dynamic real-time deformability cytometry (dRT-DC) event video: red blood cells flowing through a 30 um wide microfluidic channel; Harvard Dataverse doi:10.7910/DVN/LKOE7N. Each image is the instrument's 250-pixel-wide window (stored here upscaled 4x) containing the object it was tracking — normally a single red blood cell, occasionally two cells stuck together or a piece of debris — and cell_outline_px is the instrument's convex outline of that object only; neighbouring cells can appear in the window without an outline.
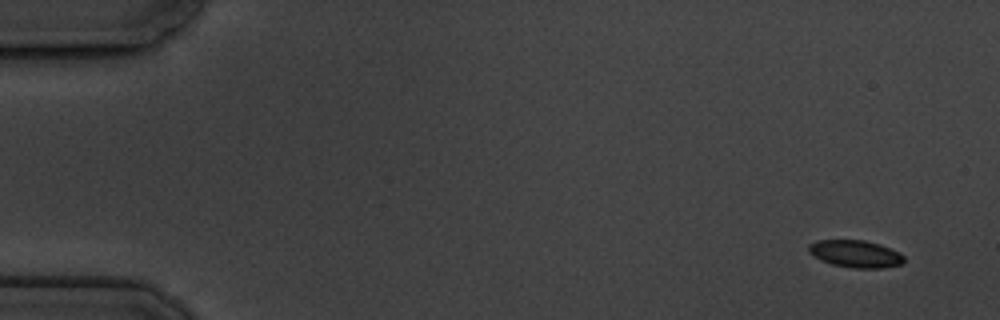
{"species": "common noctule bat (a hibernating species)", "species_latin": "Nyctalus noctula", "temperature_condition": "cold", "stored_images_in_passage": 5, "camera_frame_rate_fps": 3000, "um_per_image_px": 0.085, "animal": {"sex": "male", "body_mass_g": 19.5, "forearm_length_mm": 54.6}, "frame": {"image": 1, "passage_image": 1, "time_ms": 0.0, "image_size_px": [1000, 320], "cell_outline_px": [[904, 264], [880, 268], [852, 268], [832, 264], [820, 260], [808, 252], [808, 244], [816, 240], [864, 240], [880, 244], [900, 252], [904, 256]], "centroid_in_image_um": [72.72, 21.57], "position_along_channel_um": 12.3, "area_um2": 15.32}}
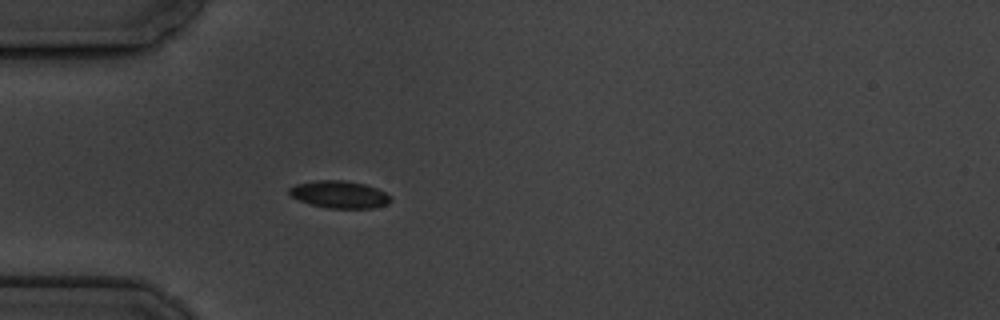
{"frame": {"image": 2, "passage_image": 5, "time_ms": 4.667, "image_size_px": [1000, 320], "cell_outline_px": [[392, 200], [384, 204], [372, 208], [328, 208], [308, 204], [288, 196], [288, 188], [296, 184], [316, 180], [344, 180], [364, 184], [376, 188], [392, 196]], "centroid_in_image_um": [28.79, 16.53], "position_along_channel_um": 56.2, "area_um2": 16.24}}